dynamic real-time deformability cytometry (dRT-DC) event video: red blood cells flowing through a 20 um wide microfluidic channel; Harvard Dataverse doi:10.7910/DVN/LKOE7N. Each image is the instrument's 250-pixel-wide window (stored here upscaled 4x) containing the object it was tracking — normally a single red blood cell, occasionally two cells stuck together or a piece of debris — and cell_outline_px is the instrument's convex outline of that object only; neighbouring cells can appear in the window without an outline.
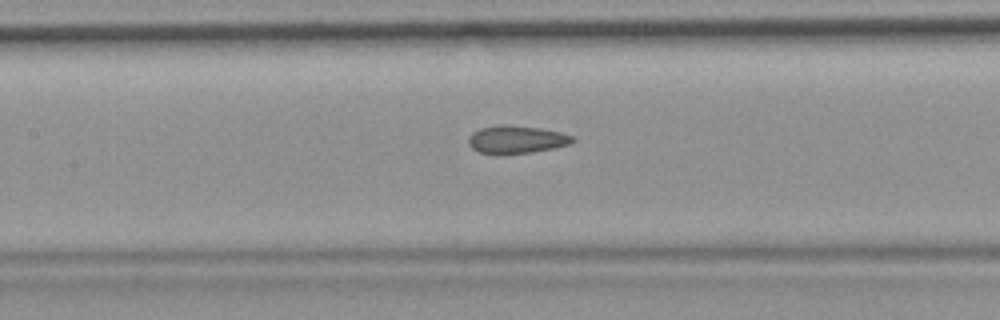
{"species": "common noctule bat (a hibernating species)", "species_latin": "Nyctalus noctula", "temperature_condition": "room temperature", "stored_images_in_passage": 7, "camera_frame_rate_fps": 3000, "um_per_image_px": 0.085, "animal": {"sex": "female", "body_mass_g": 19.9}, "frame": {"image": 1, "passage_image": 6, "time_ms": 6.333, "image_size_px": [1000, 320], "cell_outline_px": [[576, 140], [568, 144], [552, 148], [528, 152], [480, 152], [472, 148], [468, 144], [468, 136], [472, 132], [480, 128], [500, 124], [504, 124], [540, 128], [560, 132], [572, 136]], "centroid_in_image_um": [43.87, 11.81], "position_along_channel_um": 163.5, "area_um2": 16.36}}